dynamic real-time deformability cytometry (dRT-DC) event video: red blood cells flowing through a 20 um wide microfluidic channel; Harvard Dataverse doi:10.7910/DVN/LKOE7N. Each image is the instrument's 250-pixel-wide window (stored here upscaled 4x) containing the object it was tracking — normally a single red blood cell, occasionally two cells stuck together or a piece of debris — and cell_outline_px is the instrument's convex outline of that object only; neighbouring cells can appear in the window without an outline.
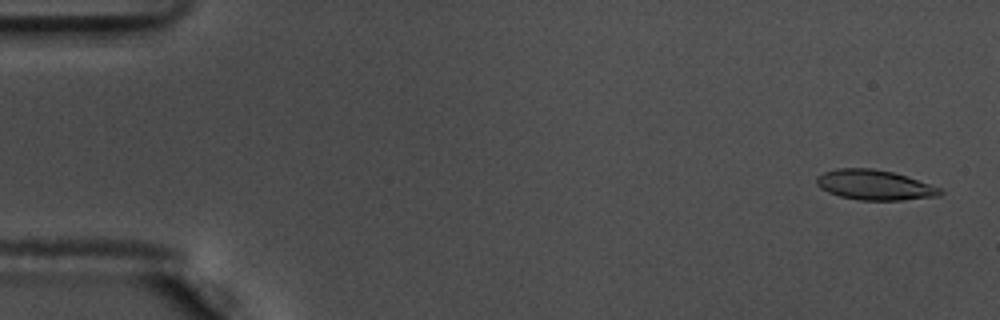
{"species": "common noctule bat (a hibernating species)", "species_latin": "Nyctalus noctula", "temperature_condition": "warm", "stored_images_in_passage": 56, "camera_frame_rate_fps": 3000, "um_per_image_px": 0.085, "animal": {"sex": "male", "body_mass_g": 17.5, "forearm_length_mm": 52.3}, "frame": {"image": 1, "passage_image": 2, "time_ms": 0.333, "image_size_px": [1000, 320], "cell_outline_px": [[944, 192], [940, 196], [904, 200], [860, 200], [840, 196], [828, 192], [820, 188], [816, 184], [816, 176], [824, 172], [836, 168], [872, 168], [892, 172], [940, 188]], "centroid_in_image_um": [74.3, 15.73], "position_along_channel_um": 10.7, "area_um2": 21.5}}
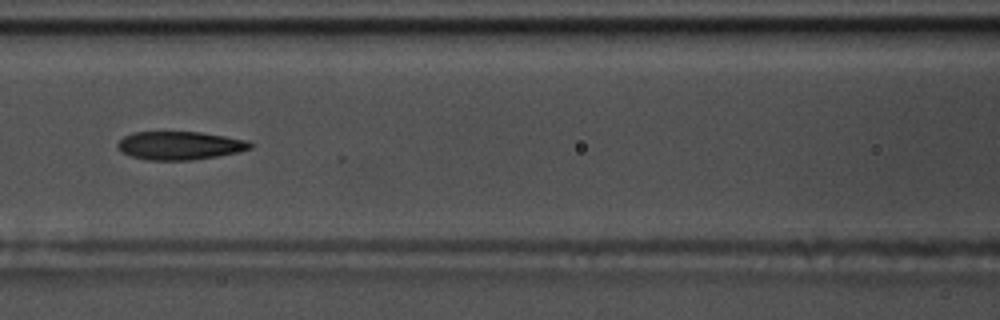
{"frame": {"image": 2, "passage_image": 25, "time_ms": 8.0, "image_size_px": [1000, 320], "cell_outline_px": [[252, 148], [236, 152], [216, 156], [192, 160], [148, 160], [132, 156], [120, 152], [116, 144], [124, 136], [132, 132], [200, 132], [248, 140], [252, 144]], "centroid_in_image_um": [15.25, 12.37], "position_along_channel_um": 151.4, "area_um2": 21.79}}
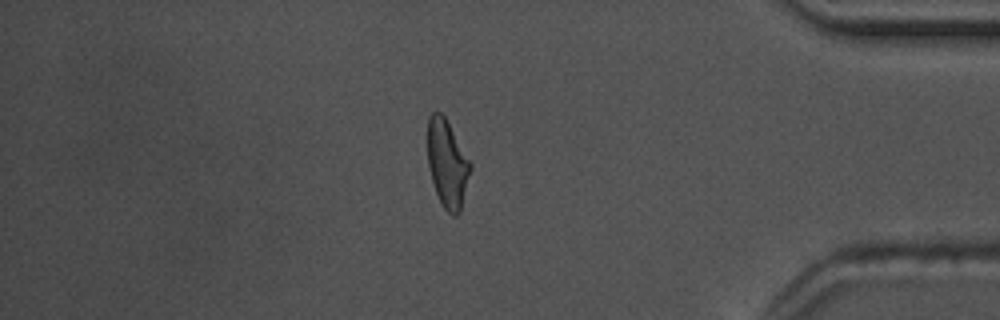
{"frame": {"image": 3, "passage_image": 48, "time_ms": 15.667, "image_size_px": [1000, 320], "cell_outline_px": [[472, 168], [460, 212], [456, 216], [452, 216], [444, 208], [436, 192], [432, 180], [428, 164], [428, 116], [432, 112], [440, 112], [444, 116], [472, 164]], "centroid_in_image_um": [38.03, 13.93], "position_along_channel_um": 397.2, "area_um2": 21.68}, "authors_computed_cell_mechanics": {"area_um2": 21.9929, "velocity_mm_per_s": 3.6357, "shape_relaxation_time_tau1_ms": 9.2041, "shape_relaxation_time_tau2_ms": 2.6235, "deformation_change_tau1": 0.2473, "deformation_change_tau2": 0.1127}}